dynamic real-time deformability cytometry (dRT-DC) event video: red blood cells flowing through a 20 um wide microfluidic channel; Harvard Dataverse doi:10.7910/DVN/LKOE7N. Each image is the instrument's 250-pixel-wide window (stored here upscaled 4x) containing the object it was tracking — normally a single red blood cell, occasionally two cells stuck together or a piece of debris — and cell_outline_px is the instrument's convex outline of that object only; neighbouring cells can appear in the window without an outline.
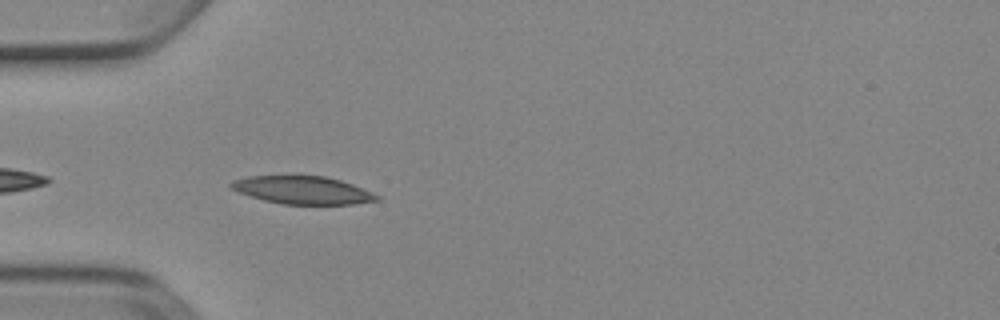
{"species": "Egyptian fruit bat (a non-hibernating species)", "species_latin": "Rousettus aegyptiacus", "temperature_condition": "cold", "stored_images_in_passage": 4, "camera_frame_rate_fps": 3000, "um_per_image_px": 0.085, "animal": {"sex": "female"}, "frame": {"image": 1, "passage_image": 4, "time_ms": 1.0, "image_size_px": [1000, 320], "cell_outline_px": [[380, 200], [352, 204], [280, 204], [264, 200], [228, 188], [228, 184], [232, 180], [248, 176], [324, 176], [340, 180], [352, 184], [372, 192], [380, 196]], "centroid_in_image_um": [25.71, 16.16], "position_along_channel_um": 59.3, "area_um2": 23.58}}